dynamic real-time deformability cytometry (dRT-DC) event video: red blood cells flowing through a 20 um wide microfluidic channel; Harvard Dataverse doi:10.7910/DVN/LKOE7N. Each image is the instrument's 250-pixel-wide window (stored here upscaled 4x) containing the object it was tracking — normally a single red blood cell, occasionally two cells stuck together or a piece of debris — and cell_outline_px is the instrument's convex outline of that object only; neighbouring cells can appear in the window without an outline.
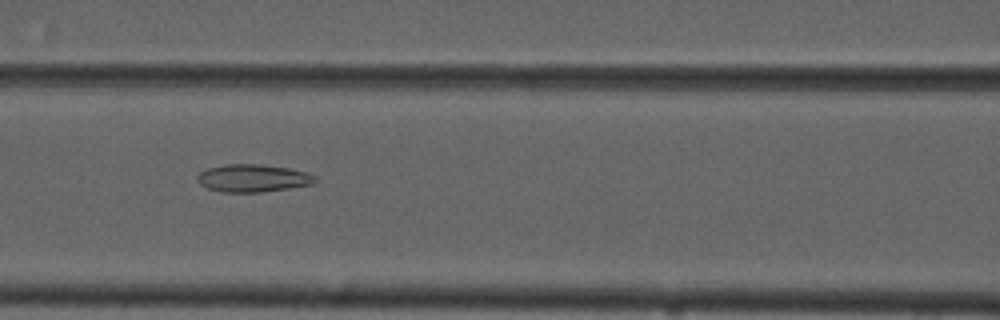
{"species": "common noctule bat (a hibernating species)", "species_latin": "Nyctalus noctula", "temperature_condition": "cold", "stored_images_in_passage": 7, "camera_frame_rate_fps": 3000, "um_per_image_px": 0.085, "animal": {"sex": "male", "forearm_length_mm": 52.5}, "frame": {"image": 1, "passage_image": 4, "time_ms": 3.333, "image_size_px": [1000, 320], "cell_outline_px": [[316, 180], [312, 184], [288, 188], [260, 192], [224, 192], [208, 188], [200, 184], [196, 180], [196, 176], [200, 172], [208, 168], [228, 164], [260, 164], [288, 168], [304, 172], [316, 176]], "centroid_in_image_um": [21.46, 15.14], "position_along_channel_um": 145.1, "area_um2": 18.79}}
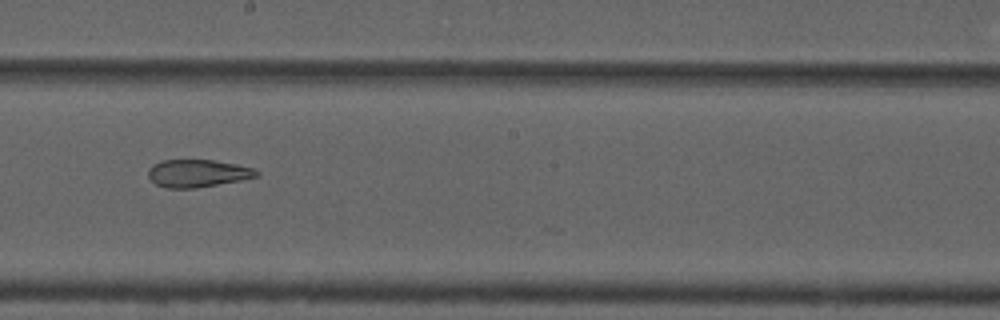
{"frame": {"image": 2, "passage_image": 6, "time_ms": 5.667, "image_size_px": [1000, 320], "cell_outline_px": [[260, 176], [240, 180], [196, 188], [168, 188], [156, 184], [148, 176], [148, 168], [152, 164], [160, 160], [216, 160], [256, 168], [260, 172]], "centroid_in_image_um": [16.82, 14.72], "position_along_channel_um": 231.4, "area_um2": 17.57}}
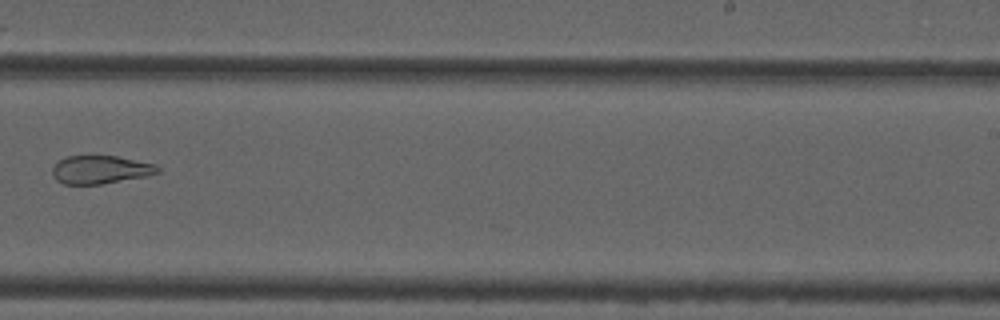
{"frame": {"image": 3, "passage_image": 7, "time_ms": 7.0, "image_size_px": [1000, 320], "cell_outline_px": [[160, 172], [148, 176], [100, 184], [64, 184], [56, 180], [52, 176], [52, 168], [60, 160], [68, 156], [116, 156], [156, 164], [160, 168]], "centroid_in_image_um": [8.55, 14.42], "position_along_channel_um": 280.4, "area_um2": 17.28}}